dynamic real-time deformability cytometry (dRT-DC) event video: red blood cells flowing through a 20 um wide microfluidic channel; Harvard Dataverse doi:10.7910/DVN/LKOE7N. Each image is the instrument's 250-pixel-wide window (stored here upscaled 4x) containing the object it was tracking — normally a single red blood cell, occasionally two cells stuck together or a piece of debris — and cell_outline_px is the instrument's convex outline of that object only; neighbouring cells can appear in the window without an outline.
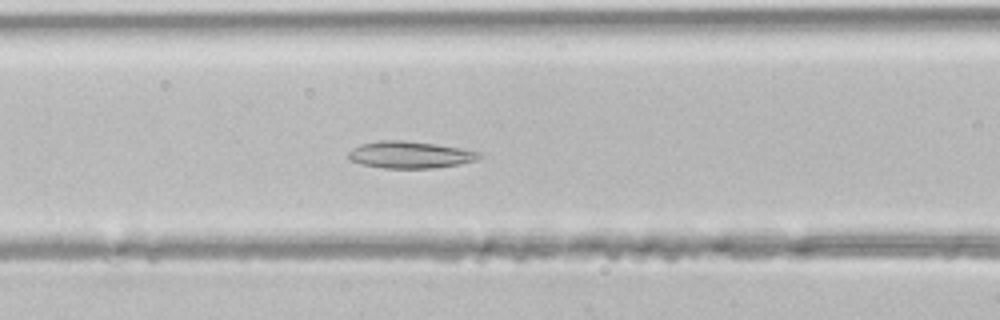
{"species": "common noctule bat (a hibernating species)", "species_latin": "Nyctalus noctula", "temperature_condition": "room temperature", "stored_images_in_passage": 25, "camera_frame_rate_fps": 3000, "um_per_image_px": 0.085, "animal": {"sex": "male", "body_mass_g": 21.5, "forearm_length_mm": 52.0}, "frame": {"image": 1, "passage_image": 9, "time_ms": 2.667, "image_size_px": [1000, 320], "cell_outline_px": [[480, 156], [476, 160], [460, 164], [432, 168], [384, 168], [360, 164], [352, 160], [348, 156], [348, 152], [352, 148], [360, 144], [380, 140], [404, 140], [436, 144], [460, 148], [480, 152]], "centroid_in_image_um": [34.82, 13.15], "position_along_channel_um": 131.8, "area_um2": 20.46}}
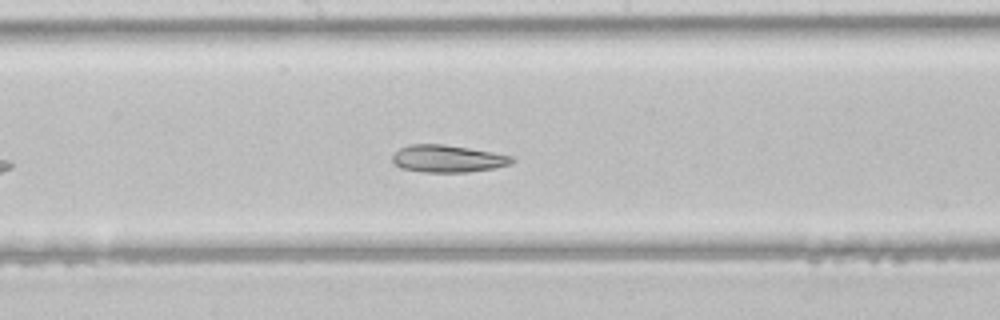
{"frame": {"image": 2, "passage_image": 14, "time_ms": 4.333, "image_size_px": [1000, 320], "cell_outline_px": [[516, 160], [512, 164], [496, 168], [468, 172], [420, 172], [404, 168], [396, 164], [392, 160], [392, 156], [400, 148], [408, 144], [444, 144], [492, 152], [512, 156]], "centroid_in_image_um": [38.09, 13.49], "position_along_channel_um": 210.1, "area_um2": 19.02}}
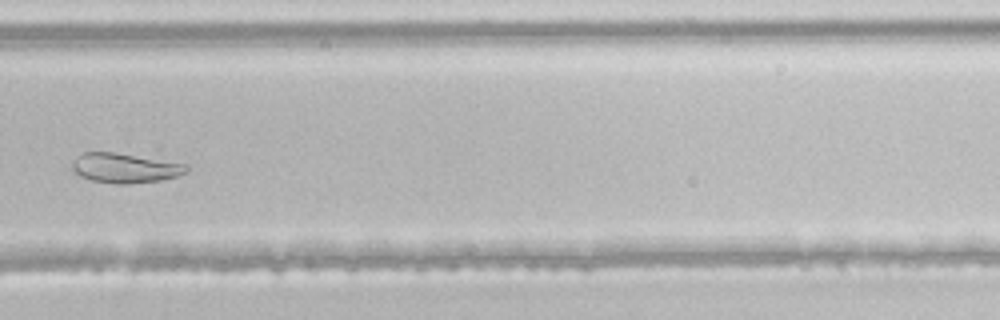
{"frame": {"image": 3, "passage_image": 21, "time_ms": 6.667, "image_size_px": [1000, 320], "cell_outline_px": [[188, 172], [176, 176], [160, 180], [128, 184], [120, 184], [92, 180], [80, 176], [72, 168], [72, 160], [76, 156], [84, 152], [112, 152], [188, 164]], "centroid_in_image_um": [10.61, 14.27], "position_along_channel_um": 319.2, "area_um2": 19.59}}